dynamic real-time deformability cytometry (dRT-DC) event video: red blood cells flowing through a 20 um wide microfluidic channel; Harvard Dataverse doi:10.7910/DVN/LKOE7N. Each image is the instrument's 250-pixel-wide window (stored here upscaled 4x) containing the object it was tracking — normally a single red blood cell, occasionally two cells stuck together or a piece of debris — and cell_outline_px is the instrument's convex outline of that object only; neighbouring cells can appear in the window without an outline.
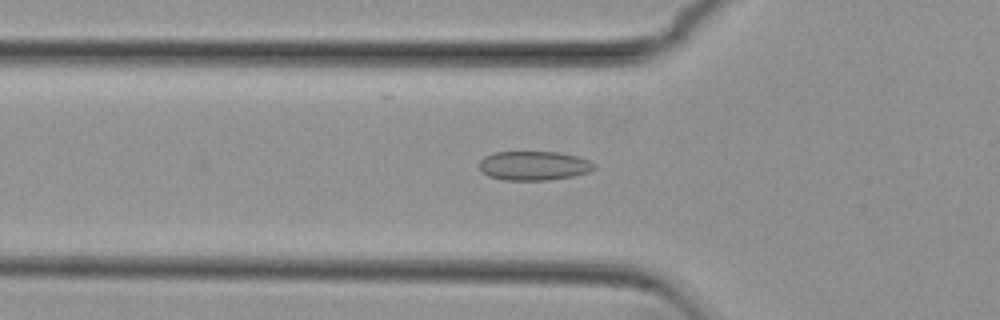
{"species": "common noctule bat (a hibernating species)", "species_latin": "Nyctalus noctula", "temperature_condition": "cold", "stored_images_in_passage": 36, "camera_frame_rate_fps": 3000, "um_per_image_px": 0.085, "animal": {"sex": "female", "body_mass_g": 29.2, "forearm_length_mm": 56.3}, "frame": {"image": 1, "passage_image": 2, "time_ms": 0.333, "image_size_px": [1000, 320], "cell_outline_px": [[596, 168], [588, 172], [572, 176], [548, 180], [504, 180], [488, 176], [480, 168], [480, 160], [484, 156], [492, 152], [560, 152], [576, 156], [588, 160], [596, 164]], "centroid_in_image_um": [45.38, 14.08], "position_along_channel_um": 80.4, "area_um2": 19.54}}
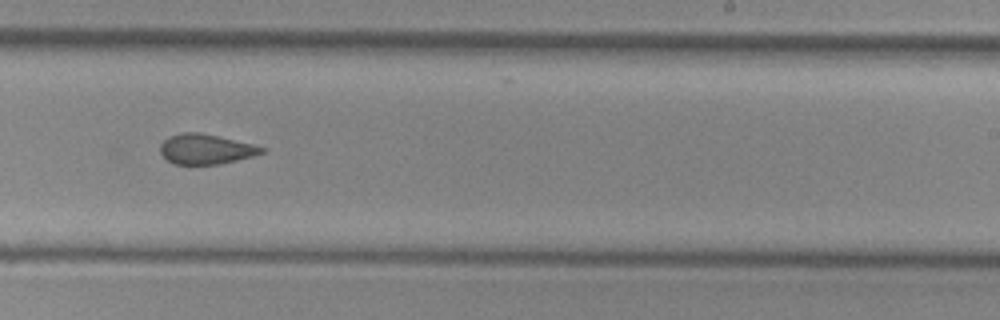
{"frame": {"image": 2, "passage_image": 17, "time_ms": 5.333, "image_size_px": [1000, 320], "cell_outline_px": [[264, 152], [252, 156], [236, 160], [216, 164], [172, 164], [160, 152], [160, 144], [168, 136], [184, 132], [200, 132], [256, 144], [264, 148]], "centroid_in_image_um": [17.48, 12.66], "position_along_channel_um": 271.5, "area_um2": 17.74}}
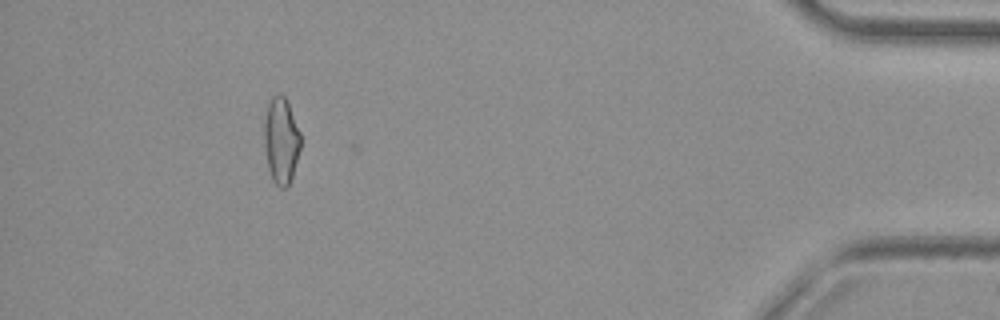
{"frame": {"image": 3, "passage_image": 33, "time_ms": 10.667, "image_size_px": [1000, 320], "cell_outline_px": [[300, 148], [292, 176], [288, 188], [280, 188], [272, 180], [268, 168], [264, 144], [264, 120], [268, 100], [272, 96], [280, 92], [284, 96], [288, 104], [300, 132]], "centroid_in_image_um": [23.87, 11.94], "position_along_channel_um": 411.3, "area_um2": 18.38}, "authors_computed_cell_mechanics": {"area_um2": 18.4382, "velocity_mm_per_s": 3.8144, "shape_relaxation_time_tau1_ms": null, "shape_relaxation_time_tau2_ms": 1.7878, "deformation_change_tau1": null, "deformation_change_tau2": 0.0625}}